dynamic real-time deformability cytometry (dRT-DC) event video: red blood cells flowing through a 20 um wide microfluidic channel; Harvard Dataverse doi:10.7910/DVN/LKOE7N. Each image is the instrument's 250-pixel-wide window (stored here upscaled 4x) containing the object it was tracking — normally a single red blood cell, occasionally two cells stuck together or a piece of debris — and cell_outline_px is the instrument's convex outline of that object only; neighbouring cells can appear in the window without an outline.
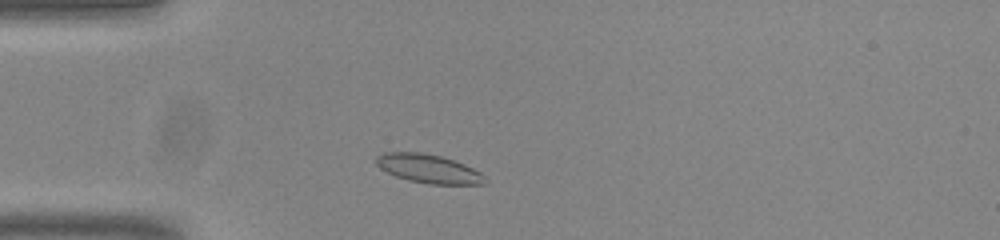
{"species": "common noctule bat (a hibernating species)", "species_latin": "Nyctalus noctula", "temperature_condition": "room temperature", "stored_images_in_passage": 44, "camera_frame_rate_fps": 3000, "um_per_image_px": 0.085, "animal": {"sex": "male", "body_mass_g": 20.0, "forearm_length_mm": 53.3}, "frame": {"image": 1, "passage_image": 5, "time_ms": 1.333, "image_size_px": [1000, 240], "cell_outline_px": [[488, 180], [484, 184], [428, 184], [408, 180], [396, 176], [380, 168], [376, 164], [376, 156], [384, 152], [420, 152], [440, 156], [464, 164], [480, 172]], "centroid_in_image_um": [36.42, 14.34], "position_along_channel_um": 48.6, "area_um2": 18.09}}
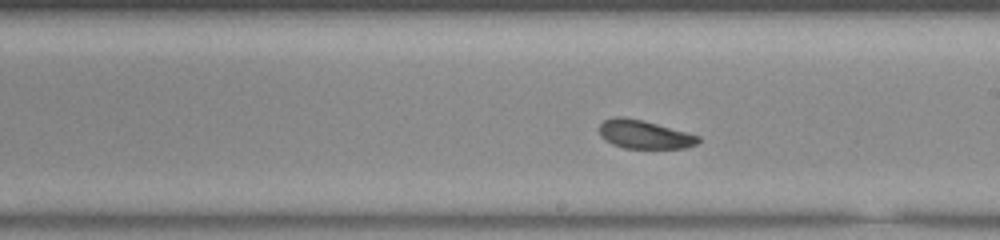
{"frame": {"image": 2, "passage_image": 21, "time_ms": 6.667, "image_size_px": [1000, 240], "cell_outline_px": [[700, 140], [696, 144], [684, 148], [624, 148], [612, 144], [604, 140], [600, 136], [600, 124], [604, 120], [616, 116], [624, 116], [644, 120], [700, 136]], "centroid_in_image_um": [54.74, 11.42], "position_along_channel_um": 234.3, "area_um2": 16.47}}
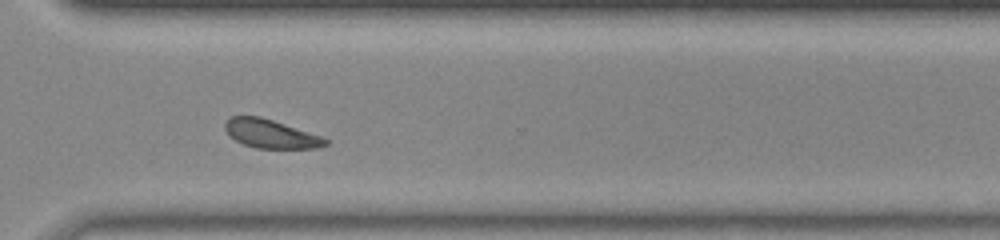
{"frame": {"image": 3, "passage_image": 30, "time_ms": 9.667, "image_size_px": [1000, 240], "cell_outline_px": [[328, 144], [320, 148], [256, 148], [244, 144], [228, 136], [224, 128], [224, 124], [232, 116], [260, 116], [320, 136], [328, 140]], "centroid_in_image_um": [22.98, 11.38], "position_along_channel_um": 347.6, "area_um2": 16.53}, "authors_computed_cell_mechanics": {"area_um2": 17.5134, "velocity_mm_per_s": 3.7724, "shape_relaxation_time_tau1_ms": 1.3139, "shape_relaxation_time_tau2_ms": 5.0206, "deformation_change_tau1": 0.0787, "deformation_change_tau2": 0.1068}}